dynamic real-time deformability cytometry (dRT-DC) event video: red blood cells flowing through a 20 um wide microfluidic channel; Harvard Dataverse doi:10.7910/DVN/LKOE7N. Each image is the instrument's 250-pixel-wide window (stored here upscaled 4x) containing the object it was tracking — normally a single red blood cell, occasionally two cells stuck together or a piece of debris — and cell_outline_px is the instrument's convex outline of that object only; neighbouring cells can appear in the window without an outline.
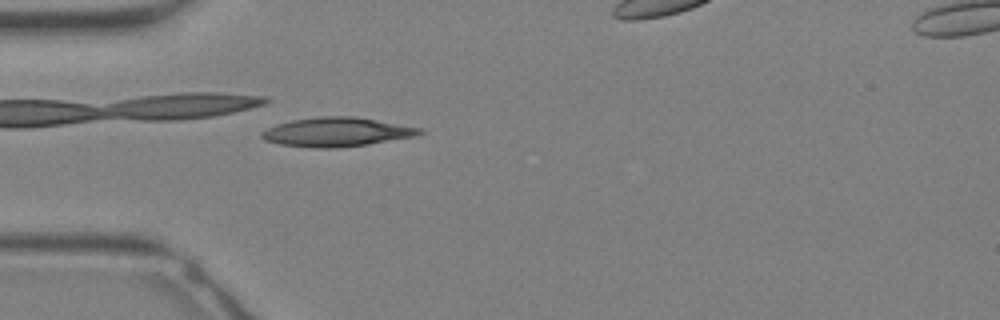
{"species": "Egyptian fruit bat (a non-hibernating species)", "species_latin": "Rousettus aegyptiacus", "temperature_condition": "warm", "stored_images_in_passage": 20, "camera_frame_rate_fps": 3000, "um_per_image_px": 0.085, "animal": {"sex": "female"}, "frame": {"image": 1, "passage_image": 3, "time_ms": 0.667, "image_size_px": [1000, 320], "cell_outline_px": [[424, 132], [416, 136], [368, 144], [336, 148], [312, 148], [280, 144], [264, 140], [260, 136], [260, 132], [276, 124], [292, 120], [320, 116], [352, 116], [424, 128]], "centroid_in_image_um": [28.61, 11.22], "position_along_channel_um": 56.4, "area_um2": 26.82}}
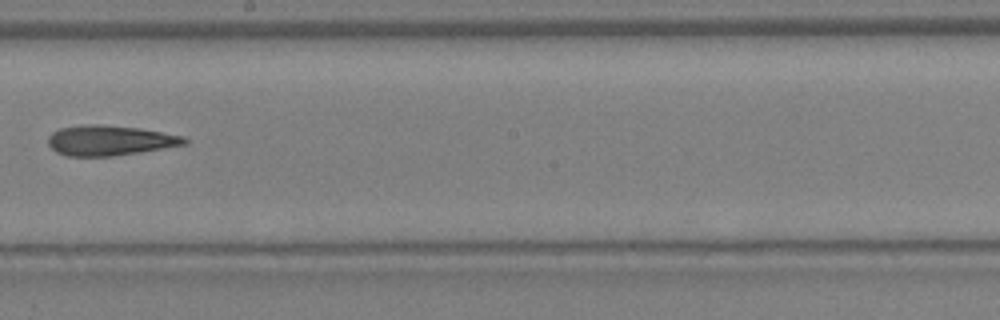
{"frame": {"image": 2, "passage_image": 12, "time_ms": 3.667, "image_size_px": [1000, 320], "cell_outline_px": [[192, 140], [188, 144], [112, 156], [68, 156], [56, 152], [48, 144], [48, 136], [52, 132], [60, 128], [88, 124], [96, 124], [140, 128], [184, 136]], "centroid_in_image_um": [9.35, 11.93], "position_along_channel_um": 238.8, "area_um2": 23.93}}
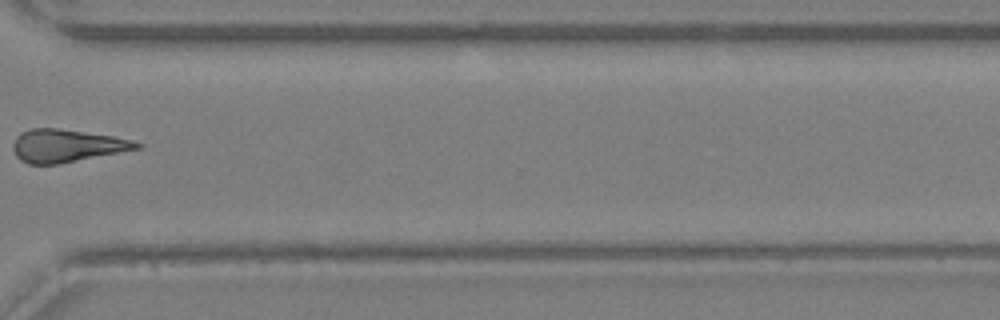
{"frame": {"image": 3, "passage_image": 18, "time_ms": 5.667, "image_size_px": [1000, 320], "cell_outline_px": [[144, 144], [140, 148], [60, 164], [28, 164], [20, 160], [16, 156], [12, 148], [12, 144], [16, 136], [20, 132], [32, 128], [56, 128], [112, 136], [132, 140]], "centroid_in_image_um": [5.63, 12.39], "position_along_channel_um": 365.0, "area_um2": 23.58}}